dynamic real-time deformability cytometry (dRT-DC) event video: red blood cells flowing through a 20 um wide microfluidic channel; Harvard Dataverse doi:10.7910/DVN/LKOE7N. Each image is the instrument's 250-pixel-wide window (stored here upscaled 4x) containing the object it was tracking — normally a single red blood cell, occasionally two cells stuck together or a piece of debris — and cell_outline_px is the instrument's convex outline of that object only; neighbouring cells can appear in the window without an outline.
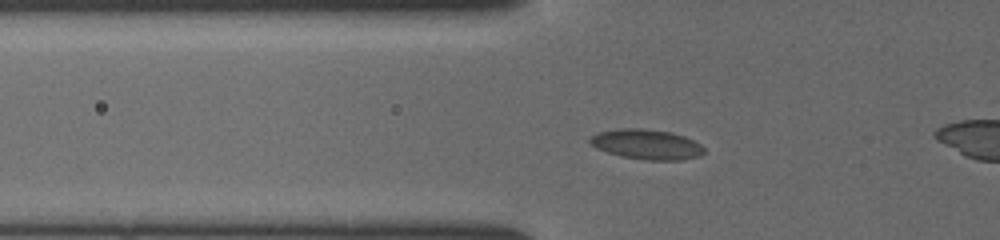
{"species": "common noctule bat (a hibernating species)", "species_latin": "Nyctalus noctula", "temperature_condition": "cold", "stored_images_in_passage": 16, "camera_frame_rate_fps": 3000, "um_per_image_px": 0.085, "animal": {"sex": "female", "body_mass_g": 19.5, "forearm_length_mm": 54.1}, "frame": {"image": 1, "passage_image": 8, "time_ms": 3.0, "image_size_px": [1000, 240], "cell_outline_px": [[704, 152], [700, 156], [684, 160], [648, 160], [620, 156], [596, 148], [588, 140], [592, 136], [600, 132], [620, 128], [640, 128], [672, 132], [684, 136], [700, 144], [704, 148]], "centroid_in_image_um": [54.99, 12.27], "position_along_channel_um": 70.8, "area_um2": 19.88}}
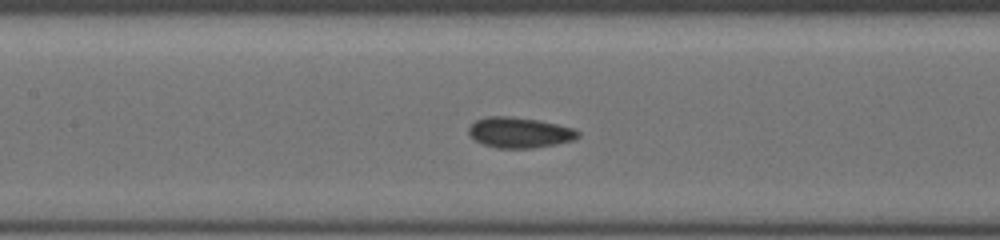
{"frame": {"image": 2, "passage_image": 14, "time_ms": 5.333, "image_size_px": [1000, 240], "cell_outline_px": [[580, 136], [576, 140], [556, 144], [532, 148], [496, 148], [484, 144], [468, 136], [468, 128], [476, 120], [488, 116], [512, 116], [536, 120], [556, 124], [572, 128], [580, 132]], "centroid_in_image_um": [44.16, 11.27], "position_along_channel_um": 163.2, "area_um2": 19.48}}
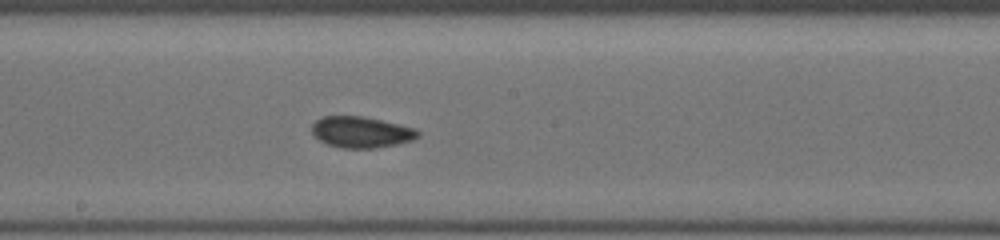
{"frame": {"image": 3, "passage_image": 16, "time_ms": 6.667, "image_size_px": [1000, 240], "cell_outline_px": [[420, 136], [412, 140], [396, 144], [376, 148], [340, 148], [328, 144], [320, 140], [312, 132], [312, 124], [320, 116], [364, 116], [416, 128], [420, 132]], "centroid_in_image_um": [30.71, 11.22], "position_along_channel_um": 217.5, "area_um2": 19.31}}